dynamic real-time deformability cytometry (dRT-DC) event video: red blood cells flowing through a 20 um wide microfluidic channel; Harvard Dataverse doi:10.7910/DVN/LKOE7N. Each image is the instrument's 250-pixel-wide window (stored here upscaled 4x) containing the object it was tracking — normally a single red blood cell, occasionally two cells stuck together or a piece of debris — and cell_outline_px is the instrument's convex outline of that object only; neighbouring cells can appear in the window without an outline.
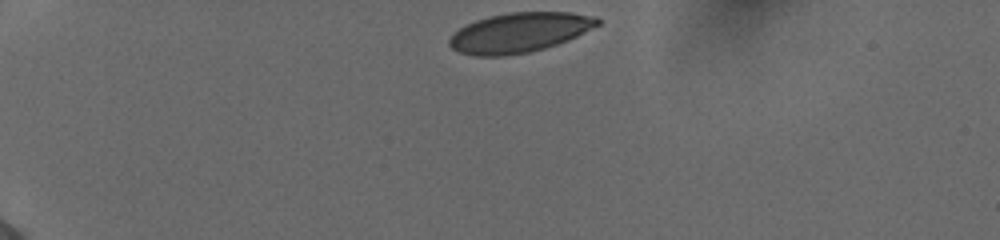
{"species": "human", "species_latin": "Homo sapiens", "temperature_condition": "cold", "stored_images_in_passage": 36, "camera_frame_rate_fps": 3000, "um_per_image_px": 0.085, "donor": {"sex": "female"}, "frame": {"image": 1, "passage_image": 1, "time_ms": 0.0, "image_size_px": [1000, 240], "cell_outline_px": [[600, 24], [568, 40], [544, 48], [528, 52], [504, 56], [476, 56], [460, 52], [452, 48], [448, 44], [448, 40], [460, 28], [476, 20], [488, 16], [508, 12], [568, 12], [596, 16], [600, 20]], "centroid_in_image_um": [44.15, 2.76], "position_along_channel_um": 40.8, "area_um2": 34.1}}
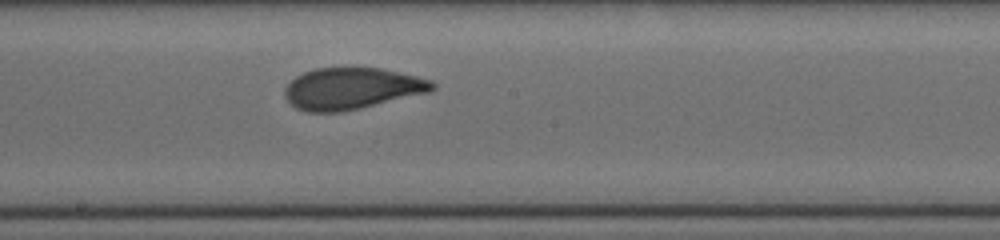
{"frame": {"image": 2, "passage_image": 20, "time_ms": 6.333, "image_size_px": [1000, 240], "cell_outline_px": [[436, 88], [428, 92], [360, 108], [340, 112], [308, 112], [296, 108], [284, 96], [284, 88], [296, 76], [304, 72], [316, 68], [344, 64], [380, 68], [416, 76], [432, 80], [436, 84]], "centroid_in_image_um": [29.88, 7.48], "position_along_channel_um": 218.3, "area_um2": 36.41}}
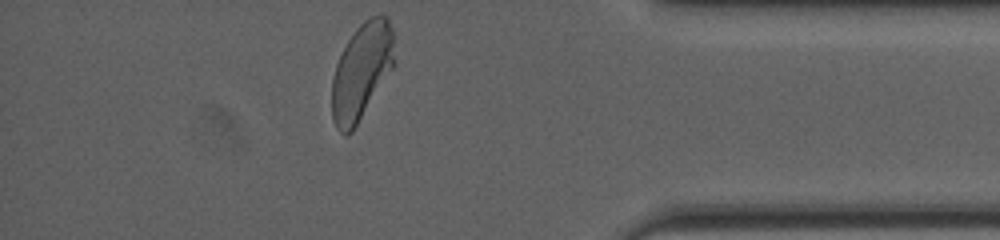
{"frame": {"image": 3, "passage_image": 36, "time_ms": 11.667, "image_size_px": [1000, 240], "cell_outline_px": [[392, 68], [352, 132], [348, 136], [344, 136], [336, 128], [332, 120], [332, 80], [336, 64], [348, 40], [356, 28], [368, 16], [388, 16], [392, 28]], "centroid_in_image_um": [30.69, 6.09], "position_along_channel_um": 404.5, "area_um2": 34.51}, "authors_computed_cell_mechanics": {"area_um2": 35.7204, "velocity_mm_per_s": 3.8736, "shape_relaxation_time_tau1_ms": 4.1275, "shape_relaxation_time_tau2_ms": null, "deformation_change_tau1": 0.1479, "deformation_change_tau2": null}}